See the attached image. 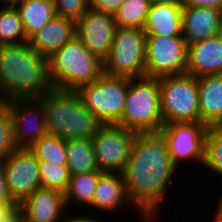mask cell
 Wrapping results in <instances>:
<instances>
[{
    "mask_svg": "<svg viewBox=\"0 0 222 222\" xmlns=\"http://www.w3.org/2000/svg\"><path fill=\"white\" fill-rule=\"evenodd\" d=\"M177 171L160 132L137 133L123 176L127 197L142 222H153L167 208L165 194Z\"/></svg>",
    "mask_w": 222,
    "mask_h": 222,
    "instance_id": "cell-1",
    "label": "cell"
},
{
    "mask_svg": "<svg viewBox=\"0 0 222 222\" xmlns=\"http://www.w3.org/2000/svg\"><path fill=\"white\" fill-rule=\"evenodd\" d=\"M52 89L47 58L28 43L0 45V97L3 102L40 98Z\"/></svg>",
    "mask_w": 222,
    "mask_h": 222,
    "instance_id": "cell-2",
    "label": "cell"
},
{
    "mask_svg": "<svg viewBox=\"0 0 222 222\" xmlns=\"http://www.w3.org/2000/svg\"><path fill=\"white\" fill-rule=\"evenodd\" d=\"M48 134L61 139H92L102 123L84 106L76 91L52 89L38 98Z\"/></svg>",
    "mask_w": 222,
    "mask_h": 222,
    "instance_id": "cell-3",
    "label": "cell"
},
{
    "mask_svg": "<svg viewBox=\"0 0 222 222\" xmlns=\"http://www.w3.org/2000/svg\"><path fill=\"white\" fill-rule=\"evenodd\" d=\"M49 78L54 89L77 91L103 74V61L75 36L48 58Z\"/></svg>",
    "mask_w": 222,
    "mask_h": 222,
    "instance_id": "cell-4",
    "label": "cell"
},
{
    "mask_svg": "<svg viewBox=\"0 0 222 222\" xmlns=\"http://www.w3.org/2000/svg\"><path fill=\"white\" fill-rule=\"evenodd\" d=\"M117 125L137 133L162 129L159 78L143 76L129 79L125 108Z\"/></svg>",
    "mask_w": 222,
    "mask_h": 222,
    "instance_id": "cell-5",
    "label": "cell"
},
{
    "mask_svg": "<svg viewBox=\"0 0 222 222\" xmlns=\"http://www.w3.org/2000/svg\"><path fill=\"white\" fill-rule=\"evenodd\" d=\"M159 91L164 124L200 122L197 77L188 73L160 77Z\"/></svg>",
    "mask_w": 222,
    "mask_h": 222,
    "instance_id": "cell-6",
    "label": "cell"
},
{
    "mask_svg": "<svg viewBox=\"0 0 222 222\" xmlns=\"http://www.w3.org/2000/svg\"><path fill=\"white\" fill-rule=\"evenodd\" d=\"M146 33L141 28L117 27L103 74L129 79L145 76Z\"/></svg>",
    "mask_w": 222,
    "mask_h": 222,
    "instance_id": "cell-7",
    "label": "cell"
},
{
    "mask_svg": "<svg viewBox=\"0 0 222 222\" xmlns=\"http://www.w3.org/2000/svg\"><path fill=\"white\" fill-rule=\"evenodd\" d=\"M129 78L102 74L96 81L76 92L84 106L102 124H117L125 108Z\"/></svg>",
    "mask_w": 222,
    "mask_h": 222,
    "instance_id": "cell-8",
    "label": "cell"
},
{
    "mask_svg": "<svg viewBox=\"0 0 222 222\" xmlns=\"http://www.w3.org/2000/svg\"><path fill=\"white\" fill-rule=\"evenodd\" d=\"M187 63L188 45L182 36L146 35L145 76L185 74Z\"/></svg>",
    "mask_w": 222,
    "mask_h": 222,
    "instance_id": "cell-9",
    "label": "cell"
},
{
    "mask_svg": "<svg viewBox=\"0 0 222 222\" xmlns=\"http://www.w3.org/2000/svg\"><path fill=\"white\" fill-rule=\"evenodd\" d=\"M136 135L117 124H102L92 138L99 171L123 174Z\"/></svg>",
    "mask_w": 222,
    "mask_h": 222,
    "instance_id": "cell-10",
    "label": "cell"
},
{
    "mask_svg": "<svg viewBox=\"0 0 222 222\" xmlns=\"http://www.w3.org/2000/svg\"><path fill=\"white\" fill-rule=\"evenodd\" d=\"M208 127L203 122H174L163 125L159 132L166 140L176 168L186 161L203 165Z\"/></svg>",
    "mask_w": 222,
    "mask_h": 222,
    "instance_id": "cell-11",
    "label": "cell"
},
{
    "mask_svg": "<svg viewBox=\"0 0 222 222\" xmlns=\"http://www.w3.org/2000/svg\"><path fill=\"white\" fill-rule=\"evenodd\" d=\"M0 167L10 197L17 205L42 187L38 160L29 148H17L0 162Z\"/></svg>",
    "mask_w": 222,
    "mask_h": 222,
    "instance_id": "cell-12",
    "label": "cell"
},
{
    "mask_svg": "<svg viewBox=\"0 0 222 222\" xmlns=\"http://www.w3.org/2000/svg\"><path fill=\"white\" fill-rule=\"evenodd\" d=\"M4 103L10 111L17 148H30L41 137L48 135L44 108L38 98L12 99Z\"/></svg>",
    "mask_w": 222,
    "mask_h": 222,
    "instance_id": "cell-13",
    "label": "cell"
},
{
    "mask_svg": "<svg viewBox=\"0 0 222 222\" xmlns=\"http://www.w3.org/2000/svg\"><path fill=\"white\" fill-rule=\"evenodd\" d=\"M116 29L113 15L91 8L76 21V37L102 61L108 56Z\"/></svg>",
    "mask_w": 222,
    "mask_h": 222,
    "instance_id": "cell-14",
    "label": "cell"
},
{
    "mask_svg": "<svg viewBox=\"0 0 222 222\" xmlns=\"http://www.w3.org/2000/svg\"><path fill=\"white\" fill-rule=\"evenodd\" d=\"M18 207L20 222H61L68 213L64 194L43 187L29 195Z\"/></svg>",
    "mask_w": 222,
    "mask_h": 222,
    "instance_id": "cell-15",
    "label": "cell"
},
{
    "mask_svg": "<svg viewBox=\"0 0 222 222\" xmlns=\"http://www.w3.org/2000/svg\"><path fill=\"white\" fill-rule=\"evenodd\" d=\"M222 11L208 7L182 8V37L187 45L221 35Z\"/></svg>",
    "mask_w": 222,
    "mask_h": 222,
    "instance_id": "cell-16",
    "label": "cell"
},
{
    "mask_svg": "<svg viewBox=\"0 0 222 222\" xmlns=\"http://www.w3.org/2000/svg\"><path fill=\"white\" fill-rule=\"evenodd\" d=\"M186 73L197 78L222 74V36L188 45Z\"/></svg>",
    "mask_w": 222,
    "mask_h": 222,
    "instance_id": "cell-17",
    "label": "cell"
},
{
    "mask_svg": "<svg viewBox=\"0 0 222 222\" xmlns=\"http://www.w3.org/2000/svg\"><path fill=\"white\" fill-rule=\"evenodd\" d=\"M131 206V207H130ZM90 210L104 212H117L122 209L133 208L126 192V185L123 174L102 173L99 176L96 189L94 191L93 201L89 206ZM94 209V210H93Z\"/></svg>",
    "mask_w": 222,
    "mask_h": 222,
    "instance_id": "cell-18",
    "label": "cell"
},
{
    "mask_svg": "<svg viewBox=\"0 0 222 222\" xmlns=\"http://www.w3.org/2000/svg\"><path fill=\"white\" fill-rule=\"evenodd\" d=\"M75 36L76 22L55 16L29 39L28 44L37 53L48 59Z\"/></svg>",
    "mask_w": 222,
    "mask_h": 222,
    "instance_id": "cell-19",
    "label": "cell"
},
{
    "mask_svg": "<svg viewBox=\"0 0 222 222\" xmlns=\"http://www.w3.org/2000/svg\"><path fill=\"white\" fill-rule=\"evenodd\" d=\"M200 122L222 125V74L197 78Z\"/></svg>",
    "mask_w": 222,
    "mask_h": 222,
    "instance_id": "cell-20",
    "label": "cell"
},
{
    "mask_svg": "<svg viewBox=\"0 0 222 222\" xmlns=\"http://www.w3.org/2000/svg\"><path fill=\"white\" fill-rule=\"evenodd\" d=\"M182 8L169 4L152 5L143 27L146 35L182 36Z\"/></svg>",
    "mask_w": 222,
    "mask_h": 222,
    "instance_id": "cell-21",
    "label": "cell"
},
{
    "mask_svg": "<svg viewBox=\"0 0 222 222\" xmlns=\"http://www.w3.org/2000/svg\"><path fill=\"white\" fill-rule=\"evenodd\" d=\"M15 8L28 40L56 16L52 0H23Z\"/></svg>",
    "mask_w": 222,
    "mask_h": 222,
    "instance_id": "cell-22",
    "label": "cell"
},
{
    "mask_svg": "<svg viewBox=\"0 0 222 222\" xmlns=\"http://www.w3.org/2000/svg\"><path fill=\"white\" fill-rule=\"evenodd\" d=\"M66 150L70 176L99 171L92 139L66 140Z\"/></svg>",
    "mask_w": 222,
    "mask_h": 222,
    "instance_id": "cell-23",
    "label": "cell"
},
{
    "mask_svg": "<svg viewBox=\"0 0 222 222\" xmlns=\"http://www.w3.org/2000/svg\"><path fill=\"white\" fill-rule=\"evenodd\" d=\"M101 174L102 172L100 171H94L70 176L69 186L64 194L67 210H69L68 207L74 202L77 206L78 204L83 205V210L85 207L87 208L91 205L94 191Z\"/></svg>",
    "mask_w": 222,
    "mask_h": 222,
    "instance_id": "cell-24",
    "label": "cell"
},
{
    "mask_svg": "<svg viewBox=\"0 0 222 222\" xmlns=\"http://www.w3.org/2000/svg\"><path fill=\"white\" fill-rule=\"evenodd\" d=\"M28 41L17 9L0 5V45L22 44Z\"/></svg>",
    "mask_w": 222,
    "mask_h": 222,
    "instance_id": "cell-25",
    "label": "cell"
},
{
    "mask_svg": "<svg viewBox=\"0 0 222 222\" xmlns=\"http://www.w3.org/2000/svg\"><path fill=\"white\" fill-rule=\"evenodd\" d=\"M29 150L37 160H46L58 165H67L66 140L59 136L46 135L34 143Z\"/></svg>",
    "mask_w": 222,
    "mask_h": 222,
    "instance_id": "cell-26",
    "label": "cell"
},
{
    "mask_svg": "<svg viewBox=\"0 0 222 222\" xmlns=\"http://www.w3.org/2000/svg\"><path fill=\"white\" fill-rule=\"evenodd\" d=\"M150 7L147 0H125L114 15L116 26L143 29Z\"/></svg>",
    "mask_w": 222,
    "mask_h": 222,
    "instance_id": "cell-27",
    "label": "cell"
},
{
    "mask_svg": "<svg viewBox=\"0 0 222 222\" xmlns=\"http://www.w3.org/2000/svg\"><path fill=\"white\" fill-rule=\"evenodd\" d=\"M42 187L65 194L70 181L67 165H58L46 160H38Z\"/></svg>",
    "mask_w": 222,
    "mask_h": 222,
    "instance_id": "cell-28",
    "label": "cell"
},
{
    "mask_svg": "<svg viewBox=\"0 0 222 222\" xmlns=\"http://www.w3.org/2000/svg\"><path fill=\"white\" fill-rule=\"evenodd\" d=\"M203 166L216 176H222V125L208 127Z\"/></svg>",
    "mask_w": 222,
    "mask_h": 222,
    "instance_id": "cell-29",
    "label": "cell"
},
{
    "mask_svg": "<svg viewBox=\"0 0 222 222\" xmlns=\"http://www.w3.org/2000/svg\"><path fill=\"white\" fill-rule=\"evenodd\" d=\"M16 149L10 111L8 106L2 102L0 104V162L5 160Z\"/></svg>",
    "mask_w": 222,
    "mask_h": 222,
    "instance_id": "cell-30",
    "label": "cell"
},
{
    "mask_svg": "<svg viewBox=\"0 0 222 222\" xmlns=\"http://www.w3.org/2000/svg\"><path fill=\"white\" fill-rule=\"evenodd\" d=\"M56 16L77 21L89 8V0H52Z\"/></svg>",
    "mask_w": 222,
    "mask_h": 222,
    "instance_id": "cell-31",
    "label": "cell"
},
{
    "mask_svg": "<svg viewBox=\"0 0 222 222\" xmlns=\"http://www.w3.org/2000/svg\"><path fill=\"white\" fill-rule=\"evenodd\" d=\"M125 0H89V8L115 15Z\"/></svg>",
    "mask_w": 222,
    "mask_h": 222,
    "instance_id": "cell-32",
    "label": "cell"
},
{
    "mask_svg": "<svg viewBox=\"0 0 222 222\" xmlns=\"http://www.w3.org/2000/svg\"><path fill=\"white\" fill-rule=\"evenodd\" d=\"M0 204H2L5 208L18 207V205L10 197V194L7 190L5 175L1 167H0Z\"/></svg>",
    "mask_w": 222,
    "mask_h": 222,
    "instance_id": "cell-33",
    "label": "cell"
},
{
    "mask_svg": "<svg viewBox=\"0 0 222 222\" xmlns=\"http://www.w3.org/2000/svg\"><path fill=\"white\" fill-rule=\"evenodd\" d=\"M183 7H208L222 11V0H183Z\"/></svg>",
    "mask_w": 222,
    "mask_h": 222,
    "instance_id": "cell-34",
    "label": "cell"
},
{
    "mask_svg": "<svg viewBox=\"0 0 222 222\" xmlns=\"http://www.w3.org/2000/svg\"><path fill=\"white\" fill-rule=\"evenodd\" d=\"M0 222H20L19 207L3 208L0 211Z\"/></svg>",
    "mask_w": 222,
    "mask_h": 222,
    "instance_id": "cell-35",
    "label": "cell"
},
{
    "mask_svg": "<svg viewBox=\"0 0 222 222\" xmlns=\"http://www.w3.org/2000/svg\"><path fill=\"white\" fill-rule=\"evenodd\" d=\"M68 213L69 214H67V213L65 214V216L62 218L61 222H104V220L101 219V216L99 219H97V215L94 218L93 214L91 217V216H87L85 213V215L79 214V216L77 214L76 215L74 214V216L72 215V217H71L70 212H68Z\"/></svg>",
    "mask_w": 222,
    "mask_h": 222,
    "instance_id": "cell-36",
    "label": "cell"
},
{
    "mask_svg": "<svg viewBox=\"0 0 222 222\" xmlns=\"http://www.w3.org/2000/svg\"><path fill=\"white\" fill-rule=\"evenodd\" d=\"M150 5L169 4L174 6H183V0H147Z\"/></svg>",
    "mask_w": 222,
    "mask_h": 222,
    "instance_id": "cell-37",
    "label": "cell"
},
{
    "mask_svg": "<svg viewBox=\"0 0 222 222\" xmlns=\"http://www.w3.org/2000/svg\"><path fill=\"white\" fill-rule=\"evenodd\" d=\"M23 0H0L2 7H16Z\"/></svg>",
    "mask_w": 222,
    "mask_h": 222,
    "instance_id": "cell-38",
    "label": "cell"
},
{
    "mask_svg": "<svg viewBox=\"0 0 222 222\" xmlns=\"http://www.w3.org/2000/svg\"><path fill=\"white\" fill-rule=\"evenodd\" d=\"M211 222H222V211H216Z\"/></svg>",
    "mask_w": 222,
    "mask_h": 222,
    "instance_id": "cell-39",
    "label": "cell"
},
{
    "mask_svg": "<svg viewBox=\"0 0 222 222\" xmlns=\"http://www.w3.org/2000/svg\"><path fill=\"white\" fill-rule=\"evenodd\" d=\"M215 205H217L216 211H222V193H221V197L217 201V204H215Z\"/></svg>",
    "mask_w": 222,
    "mask_h": 222,
    "instance_id": "cell-40",
    "label": "cell"
},
{
    "mask_svg": "<svg viewBox=\"0 0 222 222\" xmlns=\"http://www.w3.org/2000/svg\"><path fill=\"white\" fill-rule=\"evenodd\" d=\"M4 208V206L2 204H0V211Z\"/></svg>",
    "mask_w": 222,
    "mask_h": 222,
    "instance_id": "cell-41",
    "label": "cell"
},
{
    "mask_svg": "<svg viewBox=\"0 0 222 222\" xmlns=\"http://www.w3.org/2000/svg\"><path fill=\"white\" fill-rule=\"evenodd\" d=\"M221 36H222V18H221Z\"/></svg>",
    "mask_w": 222,
    "mask_h": 222,
    "instance_id": "cell-42",
    "label": "cell"
}]
</instances>
